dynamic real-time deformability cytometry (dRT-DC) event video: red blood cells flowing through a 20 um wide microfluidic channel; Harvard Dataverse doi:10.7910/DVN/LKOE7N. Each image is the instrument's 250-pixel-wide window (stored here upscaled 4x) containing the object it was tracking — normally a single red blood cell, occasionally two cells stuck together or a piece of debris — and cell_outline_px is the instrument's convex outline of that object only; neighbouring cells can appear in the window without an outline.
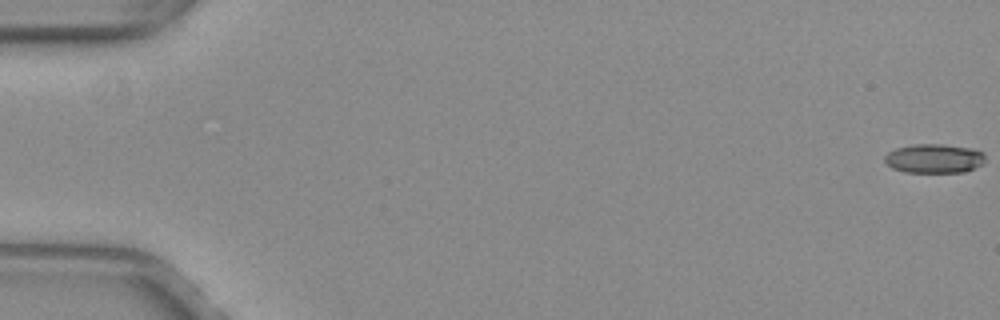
{"species": "common noctule bat (a hibernating species)", "species_latin": "Nyctalus noctula", "temperature_condition": "warm", "stored_images_in_passage": 50, "camera_frame_rate_fps": 3000, "um_per_image_px": 0.085, "animal": {"sex": "female", "body_mass_g": 29.2, "forearm_length_mm": 56.3}, "frame": {"image": 1, "passage_image": 1, "time_ms": 0.0, "image_size_px": [1000, 320], "cell_outline_px": [[984, 164], [964, 172], [904, 172], [892, 168], [884, 160], [884, 156], [888, 152], [896, 148], [916, 144], [940, 144], [972, 148], [984, 152]], "centroid_in_image_um": [79.41, 13.47], "position_along_channel_um": 5.6, "area_um2": 17.11}}
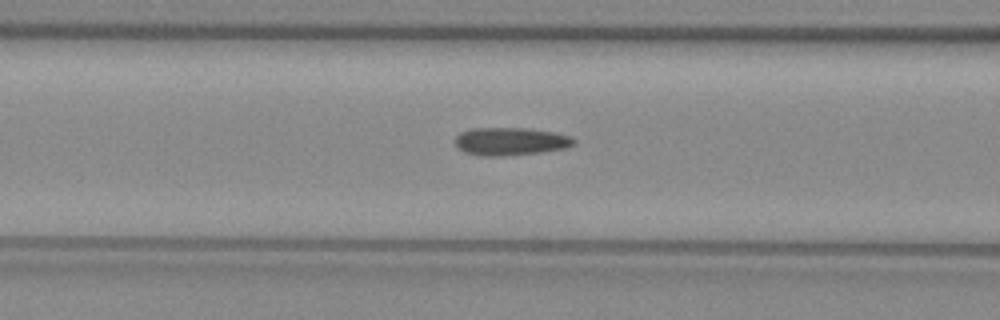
{"frame": {"image": 2, "passage_image": 23, "time_ms": 7.333, "image_size_px": [1000, 320], "cell_outline_px": [[576, 140], [568, 148], [540, 152], [500, 156], [480, 156], [464, 152], [456, 144], [456, 136], [460, 132], [472, 128], [528, 128], [552, 132], [572, 136]], "centroid_in_image_um": [43.4, 12.01], "position_along_channel_um": 123.2, "area_um2": 19.25}}
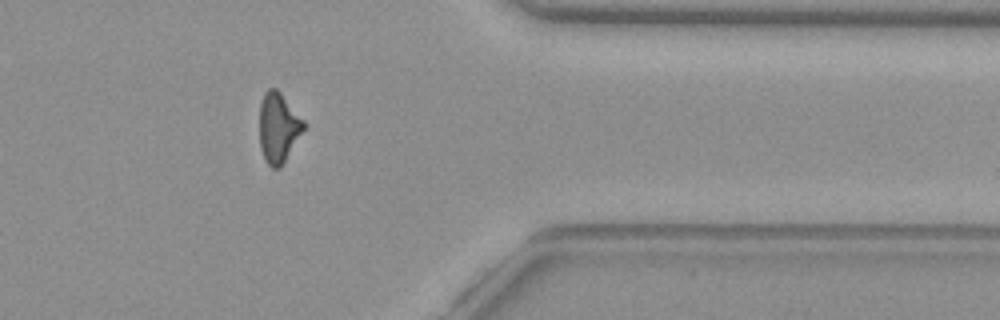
{"frame": {"image": 3, "passage_image": 44, "time_ms": 14.333, "image_size_px": [1000, 320], "cell_outline_px": [[304, 128], [280, 168], [272, 168], [268, 164], [260, 148], [260, 104], [264, 92], [268, 88], [276, 88], [280, 92], [304, 120]], "centroid_in_image_um": [23.64, 10.82], "position_along_channel_um": 387.8, "area_um2": 17.69}, "authors_computed_cell_mechanics": {"area_um2": 18.4671, "velocity_mm_per_s": 4.0102, "shape_relaxation_time_tau1_ms": null, "shape_relaxation_time_tau2_ms": 2.3941, "deformation_change_tau1": null, "deformation_change_tau2": 0.1151}}